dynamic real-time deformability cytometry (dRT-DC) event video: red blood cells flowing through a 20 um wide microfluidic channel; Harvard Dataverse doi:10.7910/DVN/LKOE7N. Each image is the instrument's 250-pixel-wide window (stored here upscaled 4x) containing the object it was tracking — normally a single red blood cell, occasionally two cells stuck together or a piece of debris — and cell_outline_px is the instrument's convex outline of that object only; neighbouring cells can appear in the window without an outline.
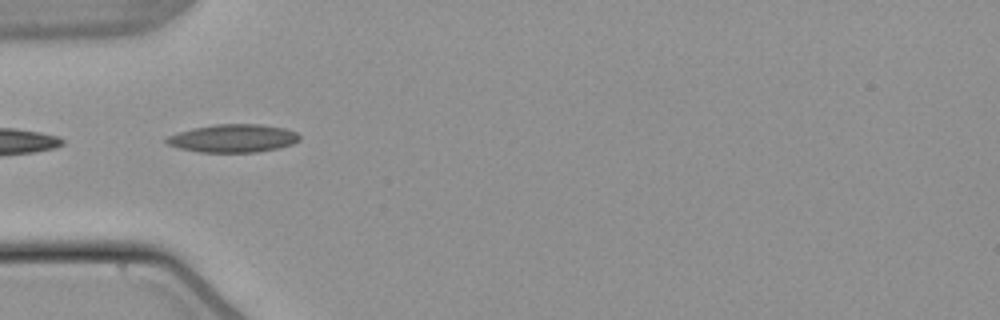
{"species": "common noctule bat (a hibernating species)", "species_latin": "Nyctalus noctula", "temperature_condition": "warm", "stored_images_in_passage": 37, "camera_frame_rate_fps": 3000, "um_per_image_px": 0.085, "animal": {"sex": "male", "body_mass_g": 21.5, "forearm_length_mm": 52.0}, "frame": {"image": 1, "passage_image": 1, "time_ms": 0.0, "image_size_px": [1000, 320], "cell_outline_px": [[300, 140], [292, 144], [280, 148], [256, 152], [200, 152], [180, 148], [168, 144], [164, 140], [168, 136], [192, 128], [216, 124], [260, 124], [284, 128], [296, 132], [300, 136]], "centroid_in_image_um": [19.84, 11.75], "position_along_channel_um": 65.2, "area_um2": 21.68}}
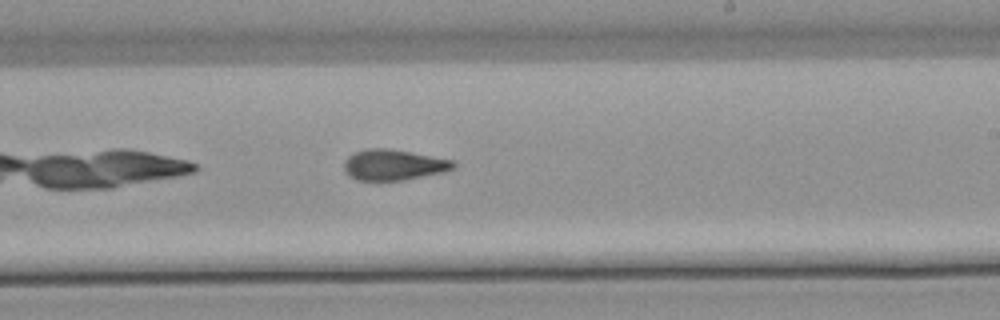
{"frame": {"image": 2, "passage_image": 16, "time_ms": 5.0, "image_size_px": [1000, 320], "cell_outline_px": [[456, 168], [444, 172], [404, 180], [356, 180], [348, 176], [344, 172], [344, 160], [352, 152], [368, 148], [388, 148], [452, 160], [456, 164]], "centroid_in_image_um": [33.41, 14.01], "position_along_channel_um": 255.6, "area_um2": 19.71}}
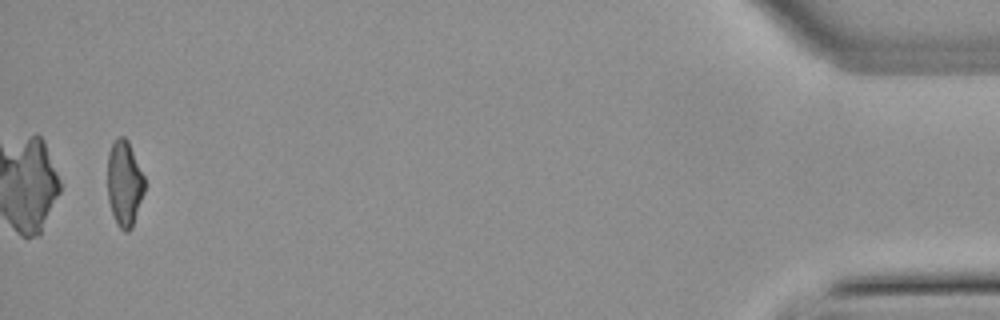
{"frame": {"image": 3, "passage_image": 36, "time_ms": 11.667, "image_size_px": [1000, 320], "cell_outline_px": [[144, 192], [132, 228], [128, 232], [124, 232], [116, 224], [108, 200], [108, 152], [112, 144], [120, 136], [124, 136], [128, 140], [144, 176]], "centroid_in_image_um": [10.57, 15.61], "position_along_channel_um": 424.6, "area_um2": 18.44}, "authors_computed_cell_mechanics": {"area_um2": 19.5364, "velocity_mm_per_s": 3.8261, "shape_relaxation_time_tau1_ms": null, "shape_relaxation_time_tau2_ms": 2.9323, "deformation_change_tau1": null, "deformation_change_tau2": 0.1028}}